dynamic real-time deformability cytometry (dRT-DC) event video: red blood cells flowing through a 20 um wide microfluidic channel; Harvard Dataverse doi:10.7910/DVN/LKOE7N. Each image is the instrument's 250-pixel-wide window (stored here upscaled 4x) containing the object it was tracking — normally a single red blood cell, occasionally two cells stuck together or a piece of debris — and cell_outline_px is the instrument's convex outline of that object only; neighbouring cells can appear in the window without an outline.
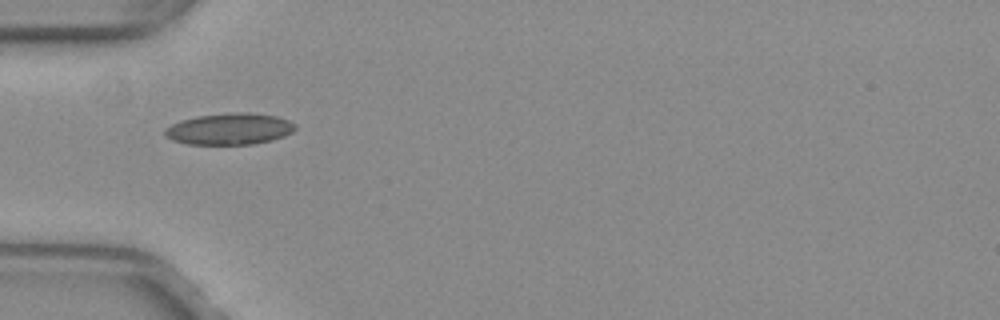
{"species": "common noctule bat (a hibernating species)", "species_latin": "Nyctalus noctula", "temperature_condition": "warm", "stored_images_in_passage": 24, "camera_frame_rate_fps": 3000, "um_per_image_px": 0.085, "animal": {"sex": "female", "body_mass_g": 29.2, "forearm_length_mm": 56.3}, "frame": {"image": 1, "passage_image": 1, "time_ms": 0.0, "image_size_px": [1000, 320], "cell_outline_px": [[296, 128], [292, 132], [284, 136], [272, 140], [252, 144], [188, 144], [172, 140], [164, 136], [164, 128], [180, 120], [196, 116], [232, 112], [248, 112], [276, 116], [288, 120], [296, 124]], "centroid_in_image_um": [19.49, 10.95], "position_along_channel_um": 65.5, "area_um2": 24.04}}
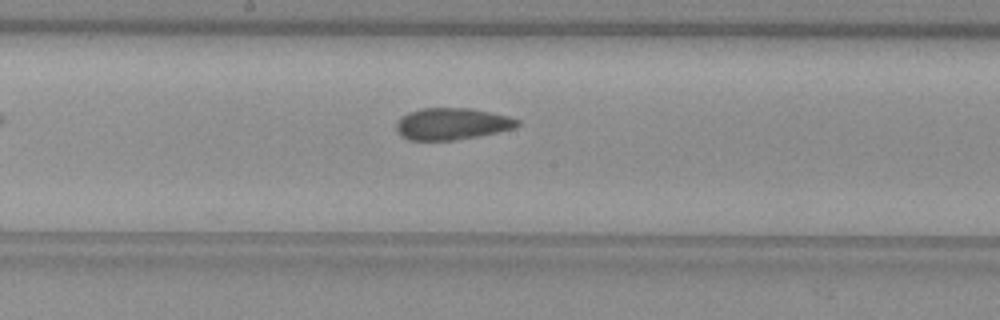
{"frame": {"image": 2, "passage_image": 12, "time_ms": 3.667, "image_size_px": [1000, 320], "cell_outline_px": [[520, 124], [516, 128], [456, 140], [408, 140], [400, 136], [396, 132], [396, 124], [408, 112], [420, 108], [472, 108], [508, 116], [520, 120]], "centroid_in_image_um": [38.41, 10.53], "position_along_channel_um": 209.8, "area_um2": 22.43}}
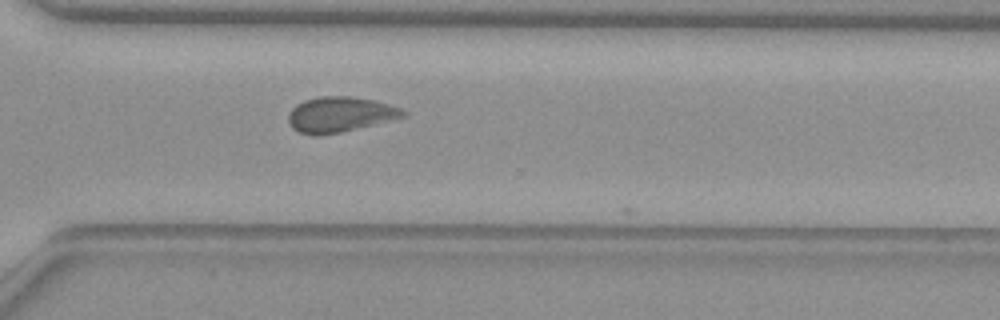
{"frame": {"image": 3, "passage_image": 22, "time_ms": 7.0, "image_size_px": [1000, 320], "cell_outline_px": [[408, 116], [340, 132], [320, 136], [312, 136], [300, 132], [292, 128], [288, 124], [288, 112], [296, 104], [304, 100], [320, 96], [352, 96], [372, 100], [388, 104], [400, 108], [408, 112]], "centroid_in_image_um": [28.87, 9.73], "position_along_channel_um": 341.7, "area_um2": 23.76}}